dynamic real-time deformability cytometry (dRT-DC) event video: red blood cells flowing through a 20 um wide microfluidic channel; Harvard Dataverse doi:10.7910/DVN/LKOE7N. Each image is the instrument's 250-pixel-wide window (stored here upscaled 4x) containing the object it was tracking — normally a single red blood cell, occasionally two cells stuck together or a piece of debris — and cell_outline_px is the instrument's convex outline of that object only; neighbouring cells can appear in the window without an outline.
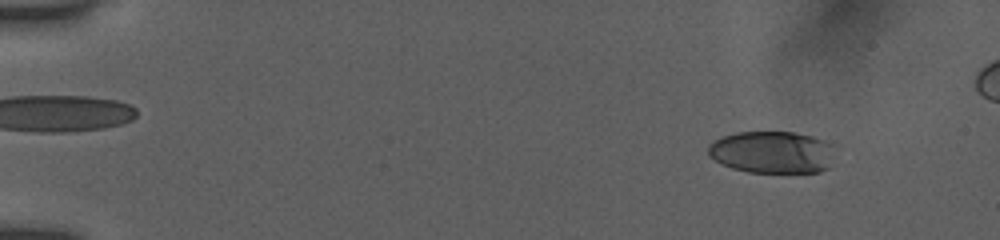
{"species": "human", "species_latin": "Homo sapiens", "temperature_condition": "room temperature", "stored_images_in_passage": 55, "camera_frame_rate_fps": 3000, "um_per_image_px": 0.085, "donor": {"sex": "female"}, "frame": {"image": 1, "passage_image": 6, "time_ms": 1.667, "image_size_px": [1000, 240], "cell_outline_px": [[832, 144], [828, 168], [820, 172], [748, 172], [732, 168], [708, 156], [708, 144], [724, 136], [736, 132], [792, 132], [812, 136], [824, 140]], "centroid_in_image_um": [65.6, 12.93], "position_along_channel_um": 19.4, "area_um2": 30.81}}
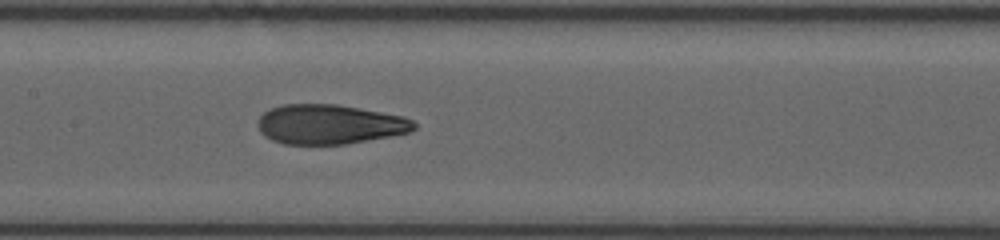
{"frame": {"image": 2, "passage_image": 28, "time_ms": 9.0, "image_size_px": [1000, 240], "cell_outline_px": [[416, 128], [408, 132], [388, 136], [344, 144], [284, 144], [272, 140], [264, 136], [260, 132], [256, 124], [260, 116], [264, 112], [272, 108], [284, 104], [336, 104], [360, 108], [404, 116], [412, 120], [416, 124]], "centroid_in_image_um": [27.98, 10.56], "position_along_channel_um": 179.4, "area_um2": 35.95}}
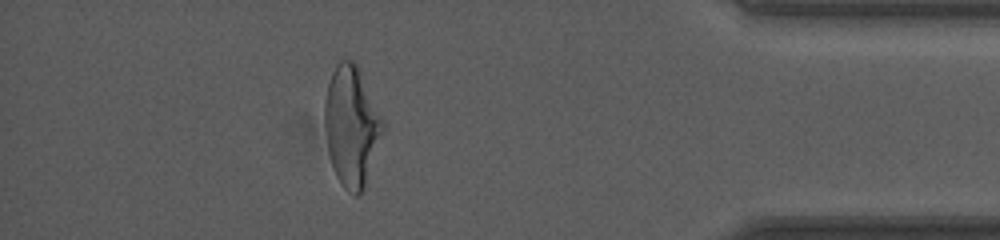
{"frame": {"image": 3, "passage_image": 48, "time_ms": 15.667, "image_size_px": [1000, 240], "cell_outline_px": [[384, 128], [364, 188], [356, 196], [344, 188], [340, 184], [336, 176], [328, 152], [324, 124], [324, 100], [328, 84], [332, 72], [336, 64], [340, 60], [352, 60], [360, 68], [384, 120]], "centroid_in_image_um": [29.87, 10.68], "position_along_channel_um": 405.3, "area_um2": 40.75}}